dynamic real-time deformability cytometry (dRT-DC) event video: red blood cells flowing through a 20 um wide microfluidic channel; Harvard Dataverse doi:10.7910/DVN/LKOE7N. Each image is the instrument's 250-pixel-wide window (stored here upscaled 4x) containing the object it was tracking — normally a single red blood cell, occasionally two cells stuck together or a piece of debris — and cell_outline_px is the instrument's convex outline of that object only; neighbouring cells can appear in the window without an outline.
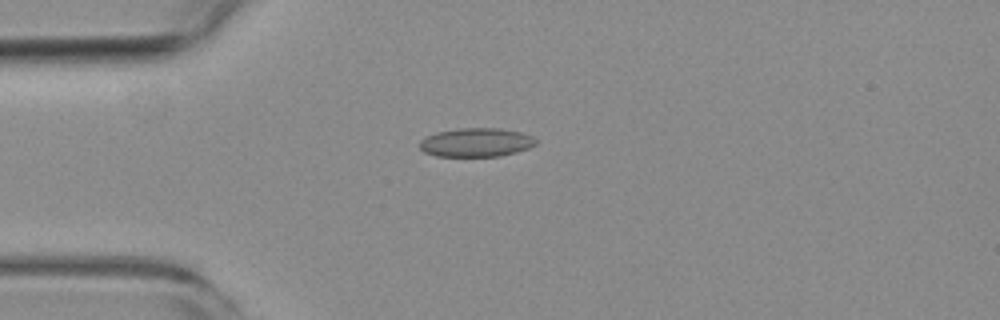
{"species": "common noctule bat (a hibernating species)", "species_latin": "Nyctalus noctula", "temperature_condition": "room temperature", "stored_images_in_passage": 9, "camera_frame_rate_fps": 3000, "um_per_image_px": 0.085, "animal": {"sex": "female", "body_mass_g": 19.3, "forearm_length_mm": 54.1}, "frame": {"image": 1, "passage_image": 2, "time_ms": 2.0, "image_size_px": [1000, 320], "cell_outline_px": [[536, 144], [528, 148], [516, 152], [500, 156], [436, 156], [424, 152], [420, 148], [420, 140], [424, 136], [436, 132], [456, 128], [500, 128], [520, 132], [532, 136], [536, 140]], "centroid_in_image_um": [40.44, 12.1], "position_along_channel_um": 44.6, "area_um2": 19.59}}
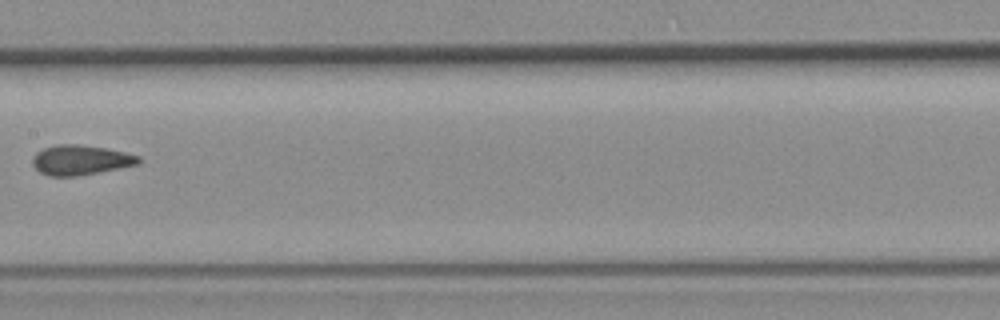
{"frame": {"image": 2, "passage_image": 6, "time_ms": 6.667, "image_size_px": [1000, 320], "cell_outline_px": [[140, 160], [136, 164], [76, 176], [48, 176], [40, 172], [32, 164], [32, 156], [36, 152], [44, 148], [56, 144], [76, 144], [108, 148], [140, 156]], "centroid_in_image_um": [6.78, 13.58], "position_along_channel_um": 200.6, "area_um2": 18.26}}
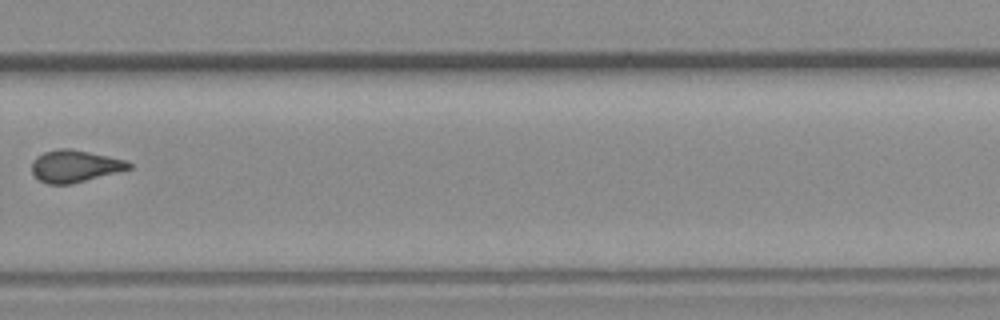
{"frame": {"image": 3, "passage_image": 9, "time_ms": 10.0, "image_size_px": [1000, 320], "cell_outline_px": [[132, 168], [72, 184], [48, 184], [36, 180], [32, 172], [32, 160], [36, 156], [44, 152], [60, 148], [68, 148], [128, 160], [132, 164]], "centroid_in_image_um": [6.33, 14.13], "position_along_channel_um": 323.5, "area_um2": 18.26}}